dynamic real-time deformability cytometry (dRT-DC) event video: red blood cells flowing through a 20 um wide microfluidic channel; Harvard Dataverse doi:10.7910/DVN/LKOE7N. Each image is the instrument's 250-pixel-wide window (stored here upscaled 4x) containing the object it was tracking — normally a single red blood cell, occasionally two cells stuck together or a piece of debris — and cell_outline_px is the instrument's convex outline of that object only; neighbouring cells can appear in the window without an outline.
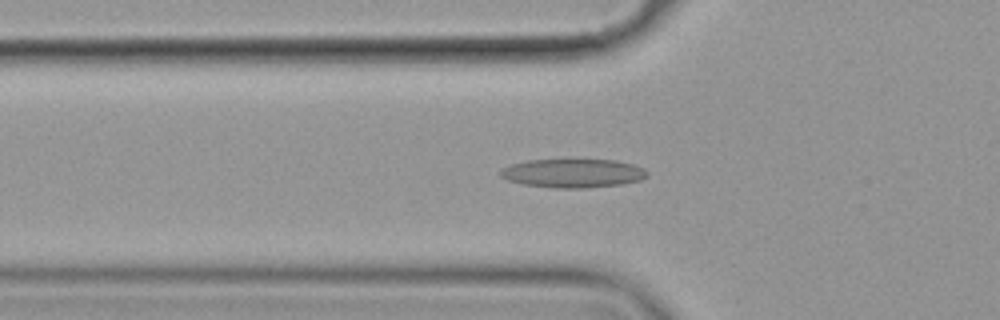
{"species": "common noctule bat (a hibernating species)", "species_latin": "Nyctalus noctula", "temperature_condition": "cold", "stored_images_in_passage": 57, "camera_frame_rate_fps": 3000, "um_per_image_px": 0.085, "animal": {"sex": "female", "body_mass_g": 19.9}, "frame": {"image": 1, "passage_image": 20, "time_ms": 6.333, "image_size_px": [1000, 320], "cell_outline_px": [[648, 176], [640, 180], [624, 184], [584, 188], [552, 188], [524, 184], [508, 180], [500, 176], [500, 168], [512, 164], [528, 160], [616, 160], [632, 164], [644, 168], [648, 172]], "centroid_in_image_um": [48.71, 14.73], "position_along_channel_um": 77.1, "area_um2": 24.62}}
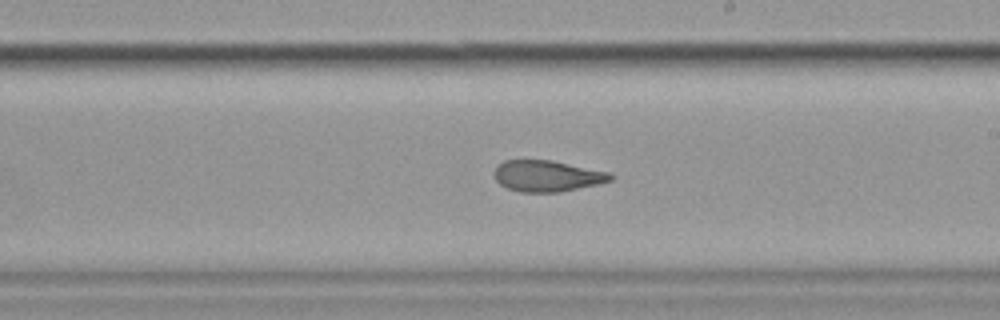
{"frame": {"image": 2, "passage_image": 34, "time_ms": 11.0, "image_size_px": [1000, 320], "cell_outline_px": [[616, 176], [612, 180], [600, 184], [560, 192], [520, 192], [508, 188], [500, 184], [496, 180], [492, 172], [504, 160], [552, 160], [608, 172]], "centroid_in_image_um": [46.52, 14.96], "position_along_channel_um": 242.5, "area_um2": 21.21}}
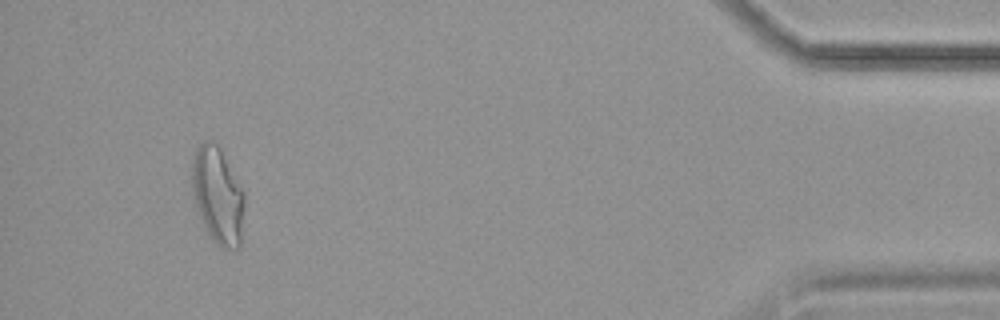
{"frame": {"image": 3, "passage_image": 54, "time_ms": 17.667, "image_size_px": [1000, 320], "cell_outline_px": [[244, 204], [240, 248], [220, 248], [212, 240], [200, 216], [192, 192], [192, 164], [196, 148], [204, 140], [212, 140], [220, 148], [244, 192]], "centroid_in_image_um": [18.51, 16.61], "position_along_channel_um": 416.7, "area_um2": 29.3}}